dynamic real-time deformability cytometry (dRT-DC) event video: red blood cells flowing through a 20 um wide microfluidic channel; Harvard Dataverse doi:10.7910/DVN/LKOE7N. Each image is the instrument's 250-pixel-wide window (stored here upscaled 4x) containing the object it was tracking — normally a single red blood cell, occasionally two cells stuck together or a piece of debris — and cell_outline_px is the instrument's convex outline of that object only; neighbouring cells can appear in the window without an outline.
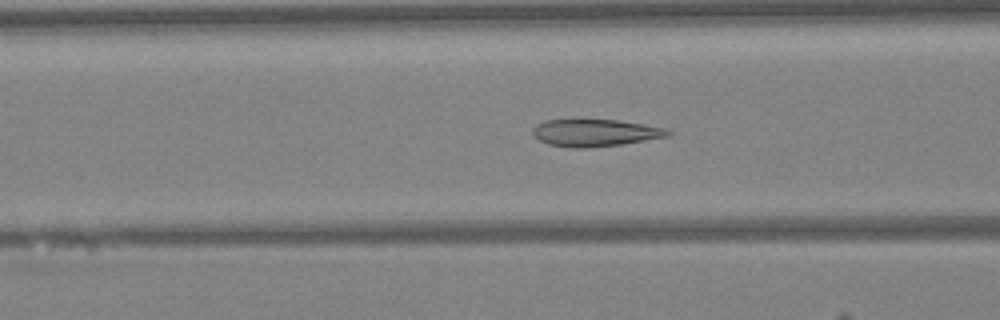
{"species": "Egyptian fruit bat (a non-hibernating species)", "species_latin": "Rousettus aegyptiacus", "temperature_condition": "warm", "stored_images_in_passage": 47, "camera_frame_rate_fps": 3000, "um_per_image_px": 0.085, "animal": {"sex": "female"}, "frame": {"image": 1, "passage_image": 18, "time_ms": 5.667, "image_size_px": [1000, 320], "cell_outline_px": [[672, 132], [668, 136], [620, 144], [588, 148], [572, 148], [548, 144], [540, 140], [532, 132], [532, 128], [536, 124], [544, 120], [620, 120], [644, 124], [664, 128]], "centroid_in_image_um": [50.56, 11.28], "position_along_channel_um": 116.0, "area_um2": 21.21}}
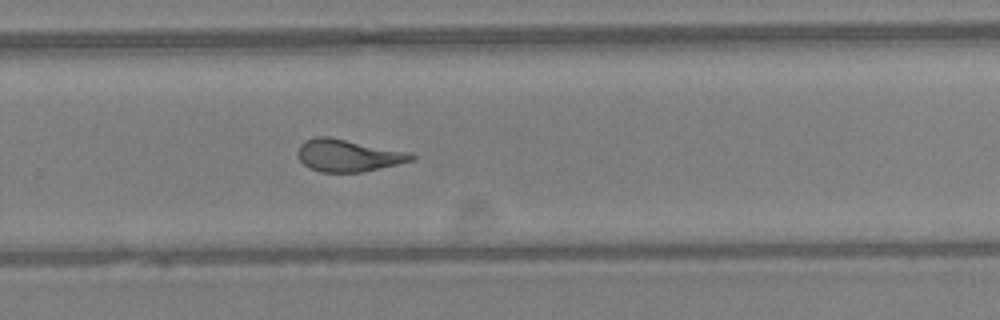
{"frame": {"image": 2, "passage_image": 31, "time_ms": 10.0, "image_size_px": [1000, 320], "cell_outline_px": [[416, 156], [412, 160], [364, 172], [320, 172], [308, 168], [300, 160], [296, 152], [300, 144], [304, 140], [316, 136], [328, 136], [412, 152]], "centroid_in_image_um": [29.57, 13.2], "position_along_channel_um": 300.2, "area_um2": 21.56}}
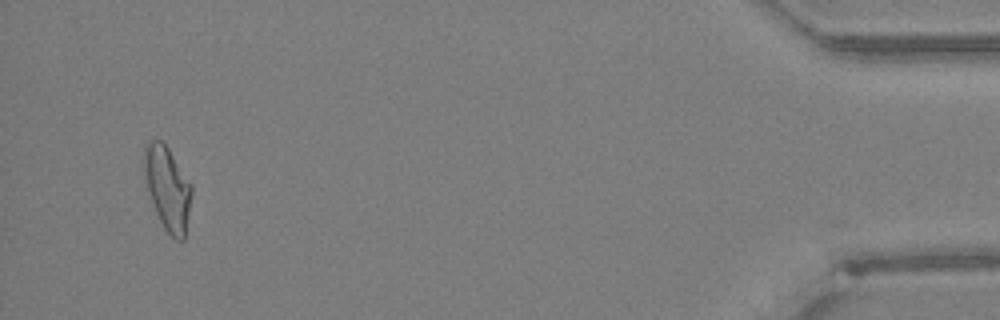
{"frame": {"image": 3, "passage_image": 45, "time_ms": 14.667, "image_size_px": [1000, 320], "cell_outline_px": [[192, 196], [184, 240], [176, 240], [164, 228], [156, 212], [144, 176], [144, 144], [152, 140], [160, 140], [168, 148], [192, 184]], "centroid_in_image_um": [14.26, 15.99], "position_along_channel_um": 420.9, "area_um2": 22.89}, "authors_computed_cell_mechanics": {"area_um2": 22.253, "velocity_mm_per_s": 4.2769, "shape_relaxation_time_tau1_ms": null, "shape_relaxation_time_tau2_ms": 1.146, "deformation_change_tau1": null, "deformation_change_tau2": 0.0844}}